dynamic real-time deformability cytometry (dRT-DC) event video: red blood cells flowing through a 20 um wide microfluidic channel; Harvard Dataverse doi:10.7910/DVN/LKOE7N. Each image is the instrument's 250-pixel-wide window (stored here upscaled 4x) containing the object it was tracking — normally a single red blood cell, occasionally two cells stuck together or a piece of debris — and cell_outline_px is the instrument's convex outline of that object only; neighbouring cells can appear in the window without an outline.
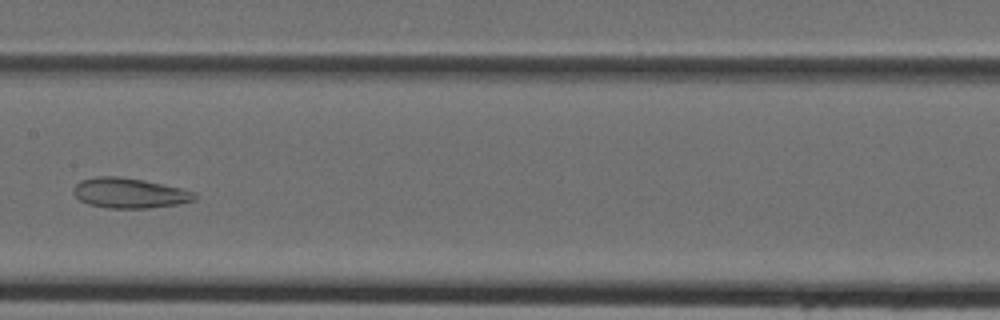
{"species": "Egyptian fruit bat (a non-hibernating species)", "species_latin": "Rousettus aegyptiacus", "temperature_condition": "cold", "stored_images_in_passage": 27, "camera_frame_rate_fps": 3000, "um_per_image_px": 0.085, "animal": {"sex": "female"}, "frame": {"image": 1, "passage_image": 11, "time_ms": 3.333, "image_size_px": [1000, 320], "cell_outline_px": [[200, 196], [196, 200], [176, 204], [148, 208], [108, 208], [88, 204], [80, 200], [72, 192], [72, 188], [80, 180], [96, 176], [120, 176], [144, 180], [180, 188], [196, 192]], "centroid_in_image_um": [11.0, 16.4], "position_along_channel_um": 196.4, "area_um2": 21.44}}
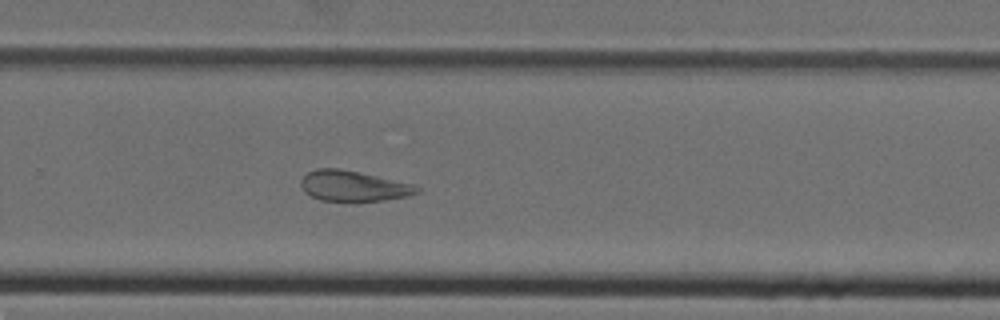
{"frame": {"image": 2, "passage_image": 18, "time_ms": 5.667, "image_size_px": [1000, 320], "cell_outline_px": [[420, 192], [408, 196], [384, 200], [352, 204], [320, 200], [304, 192], [300, 184], [300, 180], [308, 172], [316, 168], [340, 168], [360, 172], [412, 184], [420, 188]], "centroid_in_image_um": [30.01, 15.85], "position_along_channel_um": 299.8, "area_um2": 21.33}}
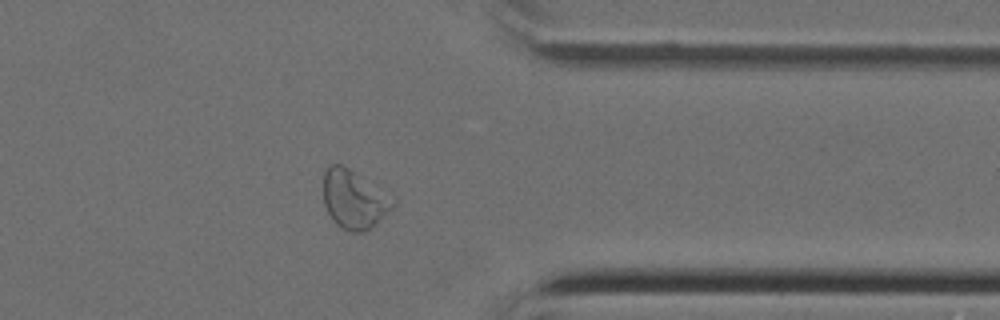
{"frame": {"image": 3, "passage_image": 24, "time_ms": 7.667, "image_size_px": [1000, 320], "cell_outline_px": [[396, 204], [392, 208], [368, 228], [360, 232], [352, 232], [336, 224], [332, 220], [324, 204], [324, 168], [328, 164], [340, 164], [348, 168], [396, 200]], "centroid_in_image_um": [30.04, 16.92], "position_along_channel_um": 381.4, "area_um2": 23.06}}